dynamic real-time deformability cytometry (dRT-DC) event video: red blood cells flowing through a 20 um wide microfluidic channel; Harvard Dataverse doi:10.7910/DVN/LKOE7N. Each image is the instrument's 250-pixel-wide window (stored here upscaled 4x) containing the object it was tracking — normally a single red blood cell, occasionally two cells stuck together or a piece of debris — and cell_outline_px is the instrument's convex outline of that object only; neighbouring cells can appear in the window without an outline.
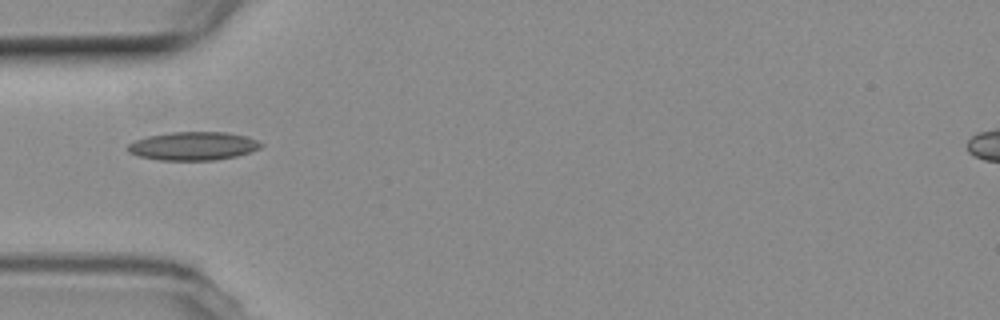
{"species": "common noctule bat (a hibernating species)", "species_latin": "Nyctalus noctula", "temperature_condition": "room temperature", "stored_images_in_passage": 6, "camera_frame_rate_fps": 3000, "um_per_image_px": 0.085, "animal": {"sex": "female", "body_mass_g": 19.3, "forearm_length_mm": 54.1}, "frame": {"image": 1, "passage_image": 1, "time_ms": 0.0, "image_size_px": [1000, 320], "cell_outline_px": [[264, 144], [260, 148], [236, 156], [216, 160], [160, 160], [140, 156], [128, 152], [124, 148], [128, 144], [136, 140], [148, 136], [172, 132], [224, 132], [248, 136]], "centroid_in_image_um": [16.41, 12.41], "position_along_channel_um": 68.6, "area_um2": 22.02}}
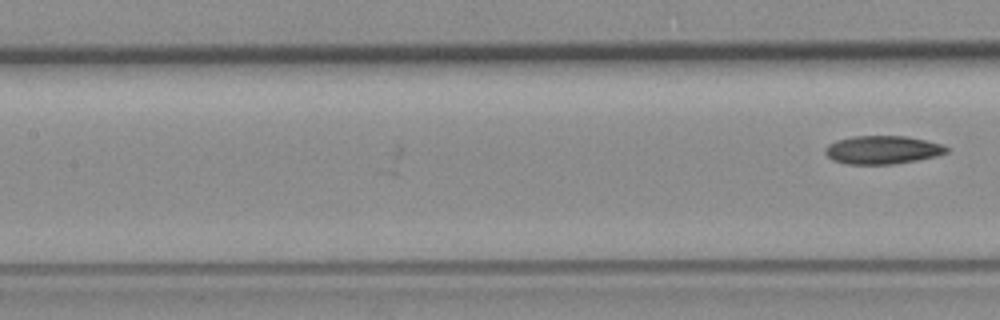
{"frame": {"image": 2, "passage_image": 6, "time_ms": 1.667, "image_size_px": [1000, 320], "cell_outline_px": [[948, 152], [936, 156], [916, 160], [892, 164], [848, 164], [832, 160], [824, 152], [824, 148], [828, 144], [836, 140], [852, 136], [908, 136], [940, 144], [948, 148]], "centroid_in_image_um": [74.96, 12.73], "position_along_channel_um": 132.4, "area_um2": 19.94}}